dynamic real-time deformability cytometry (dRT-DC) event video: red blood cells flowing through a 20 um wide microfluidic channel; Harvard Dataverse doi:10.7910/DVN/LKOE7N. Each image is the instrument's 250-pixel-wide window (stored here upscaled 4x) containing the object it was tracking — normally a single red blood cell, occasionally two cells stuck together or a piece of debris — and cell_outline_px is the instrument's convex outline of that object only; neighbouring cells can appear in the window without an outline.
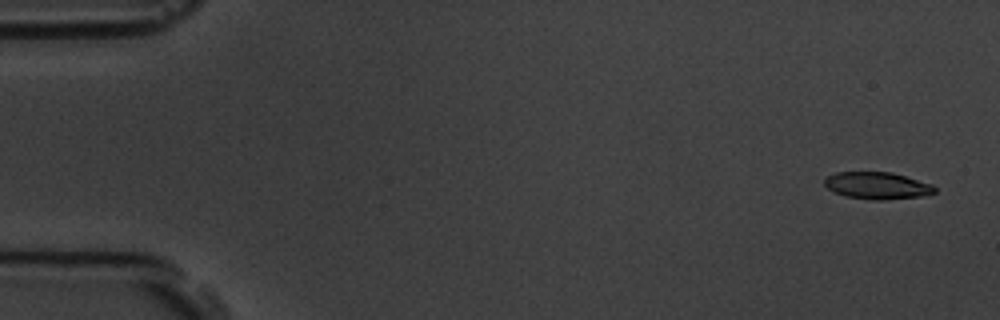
{"species": "common noctule bat (a hibernating species)", "species_latin": "Nyctalus noctula", "temperature_condition": "room temperature", "stored_images_in_passage": 4, "camera_frame_rate_fps": 3000, "um_per_image_px": 0.085, "animal": {"sex": "male", "body_mass_g": 19.5, "forearm_length_mm": 54.6}, "frame": {"image": 1, "passage_image": 1, "time_ms": 0.0, "image_size_px": [1000, 320], "cell_outline_px": [[936, 192], [920, 196], [884, 200], [872, 200], [844, 196], [832, 192], [824, 184], [824, 180], [828, 176], [836, 172], [892, 172], [932, 184], [936, 188]], "centroid_in_image_um": [74.54, 15.78], "position_along_channel_um": 10.5, "area_um2": 17.4}}
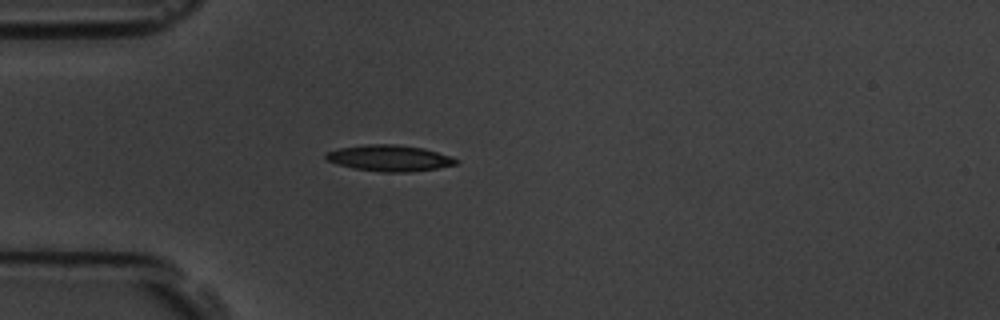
{"frame": {"image": 2, "passage_image": 4, "time_ms": 4.333, "image_size_px": [1000, 320], "cell_outline_px": [[460, 160], [456, 164], [436, 168], [408, 172], [384, 172], [356, 168], [340, 164], [328, 160], [324, 156], [324, 152], [340, 148], [364, 144], [396, 144], [424, 148], [452, 156]], "centroid_in_image_um": [33.13, 13.42], "position_along_channel_um": 51.9, "area_um2": 19.71}}